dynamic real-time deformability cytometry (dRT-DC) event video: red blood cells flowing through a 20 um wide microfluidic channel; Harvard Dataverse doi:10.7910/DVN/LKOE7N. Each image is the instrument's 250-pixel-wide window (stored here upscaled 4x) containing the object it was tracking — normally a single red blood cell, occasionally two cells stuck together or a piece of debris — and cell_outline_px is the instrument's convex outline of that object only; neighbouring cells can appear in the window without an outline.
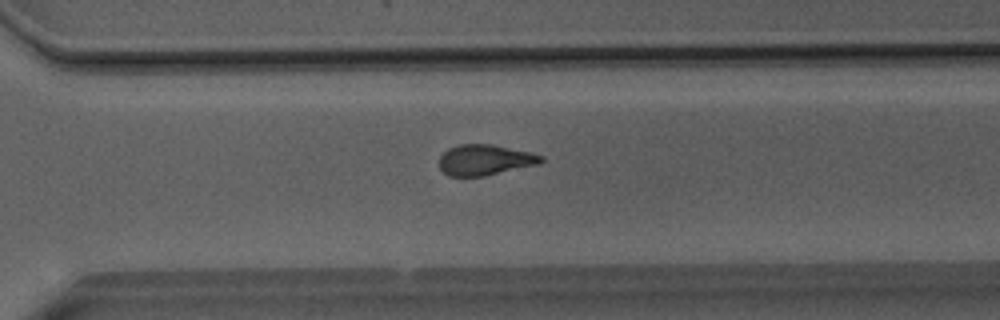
{"species": "Egyptian fruit bat (a non-hibernating species)", "species_latin": "Rousettus aegyptiacus", "temperature_condition": "room temperature", "stored_images_in_passage": 34, "camera_frame_rate_fps": 3000, "um_per_image_px": 0.085, "animal": {"sex": "male"}, "frame": {"image": 1, "passage_image": 29, "time_ms": 9.333, "image_size_px": [1000, 320], "cell_outline_px": [[544, 160], [540, 164], [484, 176], [448, 176], [440, 168], [440, 156], [448, 148], [460, 144], [492, 144], [528, 152], [544, 156]], "centroid_in_image_um": [41.22, 13.59], "position_along_channel_um": 329.4, "area_um2": 18.15}}